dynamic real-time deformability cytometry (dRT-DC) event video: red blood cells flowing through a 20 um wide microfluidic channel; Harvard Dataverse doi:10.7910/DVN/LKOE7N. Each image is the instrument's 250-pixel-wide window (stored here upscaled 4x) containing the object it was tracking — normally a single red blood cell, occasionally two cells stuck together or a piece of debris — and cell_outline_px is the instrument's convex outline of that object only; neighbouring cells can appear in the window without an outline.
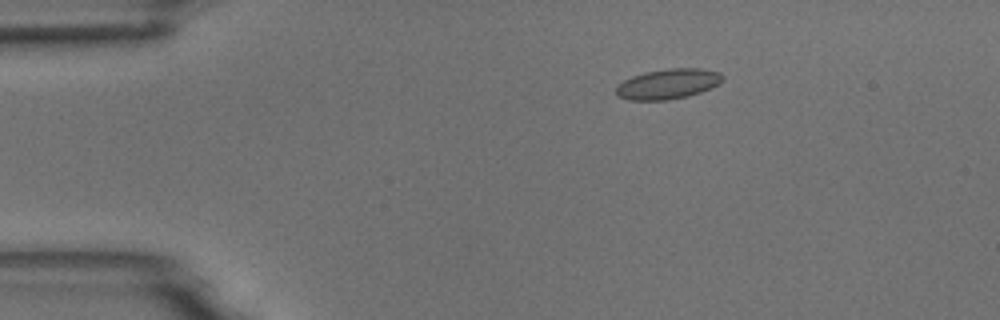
{"species": "common noctule bat (a hibernating species)", "species_latin": "Nyctalus noctula", "temperature_condition": "room temperature", "stored_images_in_passage": 5, "camera_frame_rate_fps": 3000, "um_per_image_px": 0.085, "animal": {"sex": "male", "body_mass_g": 18.8}, "frame": {"image": 1, "passage_image": 2, "time_ms": 2.0, "image_size_px": [1000, 320], "cell_outline_px": [[724, 80], [700, 92], [688, 96], [668, 100], [628, 100], [620, 96], [616, 92], [616, 84], [632, 76], [644, 72], [668, 68], [700, 68], [720, 72], [724, 76]], "centroid_in_image_um": [56.76, 7.12], "position_along_channel_um": 28.2, "area_um2": 18.73}}
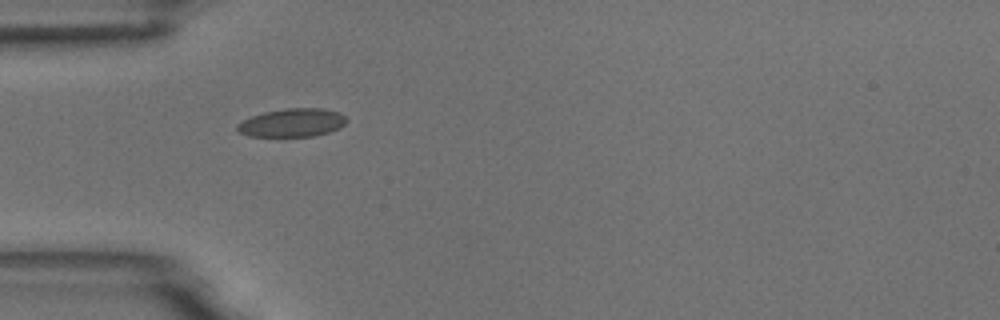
{"frame": {"image": 2, "passage_image": 4, "time_ms": 4.333, "image_size_px": [1000, 320], "cell_outline_px": [[348, 120], [340, 128], [316, 136], [248, 136], [240, 132], [236, 128], [236, 124], [252, 116], [264, 112], [288, 108], [324, 108], [340, 112]], "centroid_in_image_um": [24.87, 10.42], "position_along_channel_um": 60.1, "area_um2": 18.03}}